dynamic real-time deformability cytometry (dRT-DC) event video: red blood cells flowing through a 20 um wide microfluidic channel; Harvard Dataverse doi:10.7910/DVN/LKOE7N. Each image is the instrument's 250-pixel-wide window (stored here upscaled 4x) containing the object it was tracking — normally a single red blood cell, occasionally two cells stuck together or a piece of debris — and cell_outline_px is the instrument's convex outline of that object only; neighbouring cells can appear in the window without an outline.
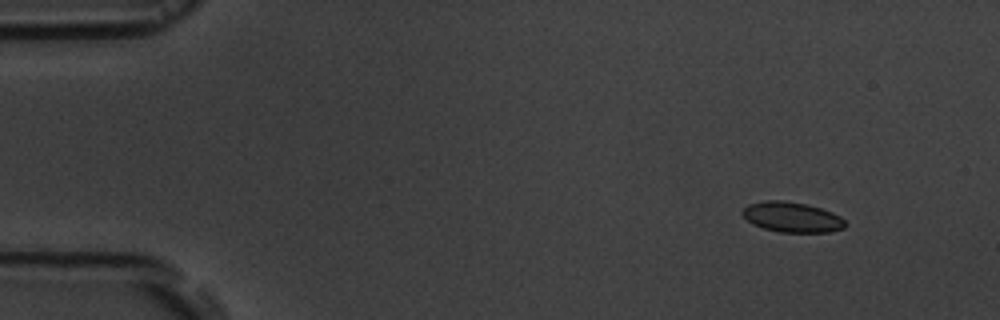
{"species": "common noctule bat (a hibernating species)", "species_latin": "Nyctalus noctula", "temperature_condition": "room temperature", "stored_images_in_passage": 5, "camera_frame_rate_fps": 3000, "um_per_image_px": 0.085, "animal": {"sex": "male", "body_mass_g": 19.5, "forearm_length_mm": 54.6}, "frame": {"image": 1, "passage_image": 2, "time_ms": 1.0, "image_size_px": [1000, 320], "cell_outline_px": [[848, 224], [844, 228], [828, 232], [780, 232], [764, 228], [752, 224], [740, 212], [748, 204], [764, 200], [784, 200], [808, 204], [832, 212], [840, 216]], "centroid_in_image_um": [67.32, 18.44], "position_along_channel_um": 17.7, "area_um2": 18.21}}
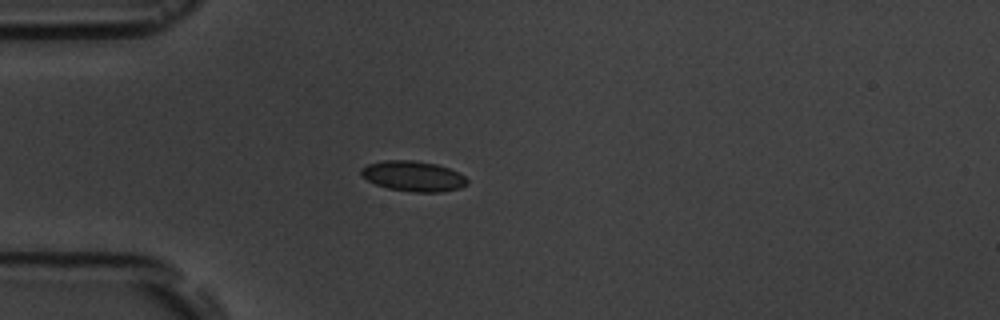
{"frame": {"image": 2, "passage_image": 5, "time_ms": 4.333, "image_size_px": [1000, 320], "cell_outline_px": [[468, 184], [460, 188], [440, 192], [412, 192], [388, 188], [376, 184], [360, 176], [360, 168], [368, 164], [384, 160], [412, 160], [436, 164], [448, 168], [464, 176], [468, 180]], "centroid_in_image_um": [35.1, 14.97], "position_along_channel_um": 49.9, "area_um2": 18.73}}